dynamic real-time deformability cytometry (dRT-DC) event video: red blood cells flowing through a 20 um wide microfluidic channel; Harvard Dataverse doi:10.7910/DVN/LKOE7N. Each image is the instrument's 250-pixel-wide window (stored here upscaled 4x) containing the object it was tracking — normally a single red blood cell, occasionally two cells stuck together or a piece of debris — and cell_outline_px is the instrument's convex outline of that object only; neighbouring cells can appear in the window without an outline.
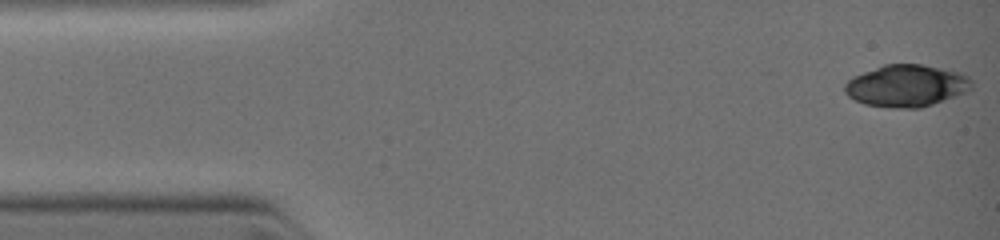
{"species": "common noctule bat (a hibernating species)", "species_latin": "Nyctalus noctula", "temperature_condition": "warm", "stored_images_in_passage": 10, "camera_frame_rate_fps": 3000, "um_per_image_px": 0.085, "animal": {"sex": "female", "body_mass_g": 19.0, "forearm_length_mm": 51.5}, "frame": {"image": 1, "passage_image": 1, "time_ms": 0.0, "image_size_px": [1000, 240], "cell_outline_px": [[972, 88], [964, 92], [932, 104], [920, 108], [892, 108], [864, 104], [848, 96], [844, 92], [844, 84], [848, 80], [864, 72], [884, 64], [920, 64], [960, 72], [968, 76], [972, 80]], "centroid_in_image_um": [77.03, 7.29], "position_along_channel_um": 8.0, "area_um2": 30.81}}
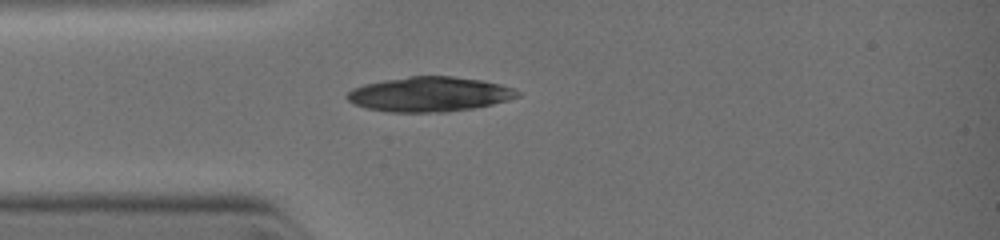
{"frame": {"image": 2, "passage_image": 7, "time_ms": 2.667, "image_size_px": [1000, 240], "cell_outline_px": [[520, 96], [508, 100], [492, 104], [472, 108], [444, 112], [392, 112], [368, 108], [352, 104], [344, 96], [352, 88], [364, 84], [412, 76], [452, 76], [480, 80], [500, 84], [512, 88], [520, 92]], "centroid_in_image_um": [36.49, 8.01], "position_along_channel_um": 48.5, "area_um2": 34.28}}